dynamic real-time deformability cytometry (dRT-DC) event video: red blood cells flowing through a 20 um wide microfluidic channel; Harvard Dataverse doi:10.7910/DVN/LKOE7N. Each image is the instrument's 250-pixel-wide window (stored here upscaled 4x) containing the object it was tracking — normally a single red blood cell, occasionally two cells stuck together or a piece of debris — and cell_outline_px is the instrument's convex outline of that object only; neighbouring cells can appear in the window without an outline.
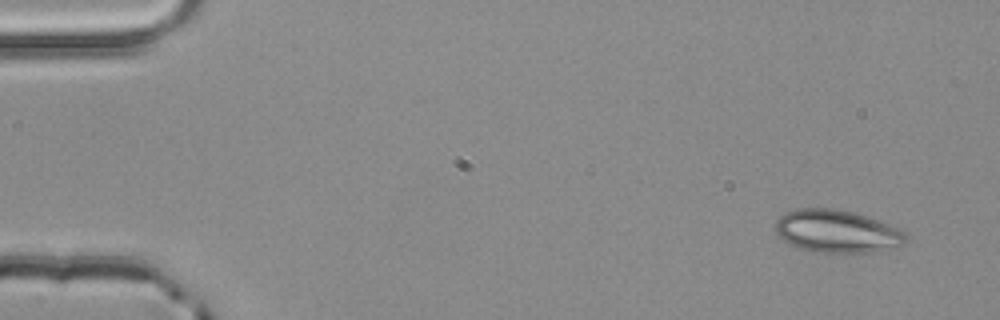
{"species": "common noctule bat (a hibernating species)", "species_latin": "Nyctalus noctula", "temperature_condition": "room temperature", "stored_images_in_passage": 2, "segment_of_instrument_passage": [2, 2], "camera_frame_rate_fps": 3000, "um_per_image_px": 0.085, "animal": {"sex": "male", "body_mass_g": 20.4}, "frame": {"image": 1, "passage_image": 2, "time_ms": 0.333, "image_size_px": [1000, 320], "cell_outline_px": [[908, 240], [904, 244], [872, 252], [824, 252], [800, 248], [788, 244], [776, 236], [776, 220], [784, 212], [796, 208], [836, 208], [868, 216], [900, 228], [908, 232]], "centroid_in_image_um": [71.14, 19.64], "position_along_channel_um": 13.9, "area_um2": 32.77}}